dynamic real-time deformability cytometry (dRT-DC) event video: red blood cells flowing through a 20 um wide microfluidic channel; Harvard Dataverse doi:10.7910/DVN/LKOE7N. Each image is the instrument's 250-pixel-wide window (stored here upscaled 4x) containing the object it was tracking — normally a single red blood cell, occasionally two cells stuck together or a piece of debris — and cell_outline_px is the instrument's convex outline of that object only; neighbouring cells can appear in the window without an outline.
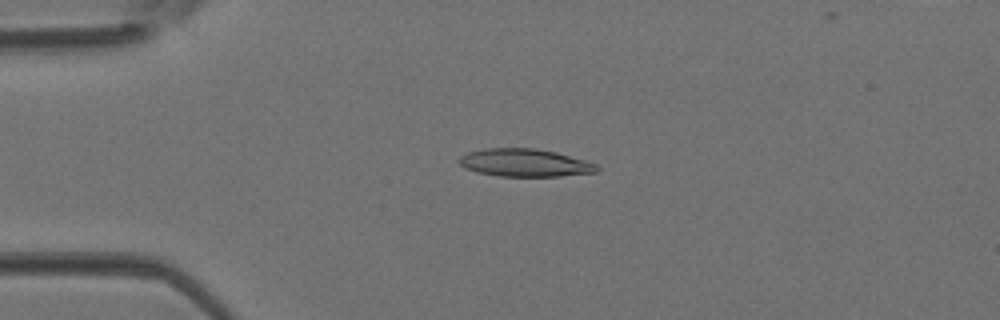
{"species": "Egyptian fruit bat (a non-hibernating species)", "species_latin": "Rousettus aegyptiacus", "temperature_condition": "room temperature", "stored_images_in_passage": 41, "camera_frame_rate_fps": 3000, "um_per_image_px": 0.085, "animal": {"sex": "female"}, "frame": {"image": 1, "passage_image": 9, "time_ms": 2.667, "image_size_px": [1000, 320], "cell_outline_px": [[600, 168], [596, 172], [560, 176], [500, 176], [476, 172], [464, 168], [456, 160], [460, 156], [468, 152], [484, 148], [536, 148], [556, 152], [584, 160], [596, 164]], "centroid_in_image_um": [44.57, 13.83], "position_along_channel_um": 40.4, "area_um2": 22.37}}
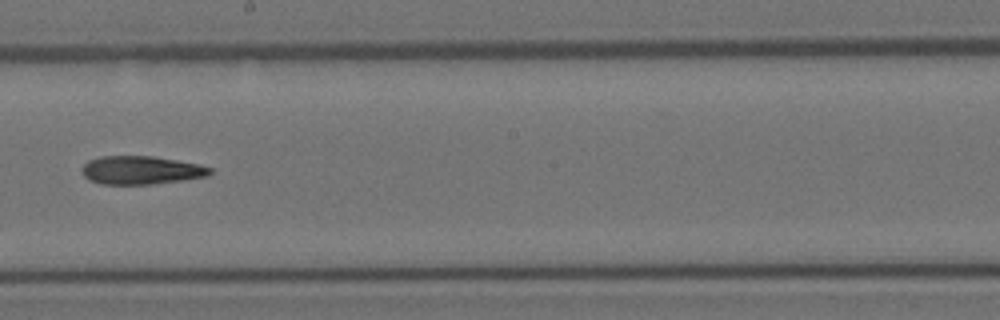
{"frame": {"image": 2, "passage_image": 23, "time_ms": 7.333, "image_size_px": [1000, 320], "cell_outline_px": [[212, 172], [208, 176], [184, 180], [152, 184], [100, 184], [88, 180], [80, 172], [84, 164], [88, 160], [100, 156], [152, 156], [200, 164], [212, 168]], "centroid_in_image_um": [11.97, 14.47], "position_along_channel_um": 236.2, "area_um2": 21.33}}
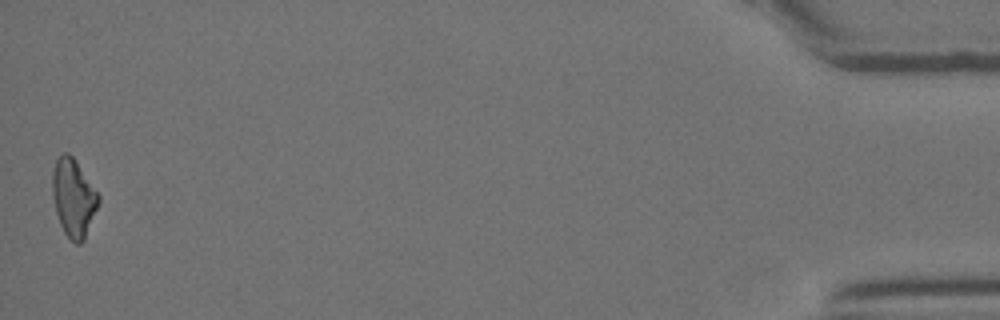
{"frame": {"image": 3, "passage_image": 41, "time_ms": 13.333, "image_size_px": [1000, 320], "cell_outline_px": [[100, 200], [84, 240], [80, 244], [76, 244], [64, 232], [60, 224], [56, 212], [52, 196], [52, 172], [56, 160], [64, 152], [68, 152], [72, 156], [100, 196]], "centroid_in_image_um": [6.23, 16.82], "position_along_channel_um": 429.0, "area_um2": 20.63}}